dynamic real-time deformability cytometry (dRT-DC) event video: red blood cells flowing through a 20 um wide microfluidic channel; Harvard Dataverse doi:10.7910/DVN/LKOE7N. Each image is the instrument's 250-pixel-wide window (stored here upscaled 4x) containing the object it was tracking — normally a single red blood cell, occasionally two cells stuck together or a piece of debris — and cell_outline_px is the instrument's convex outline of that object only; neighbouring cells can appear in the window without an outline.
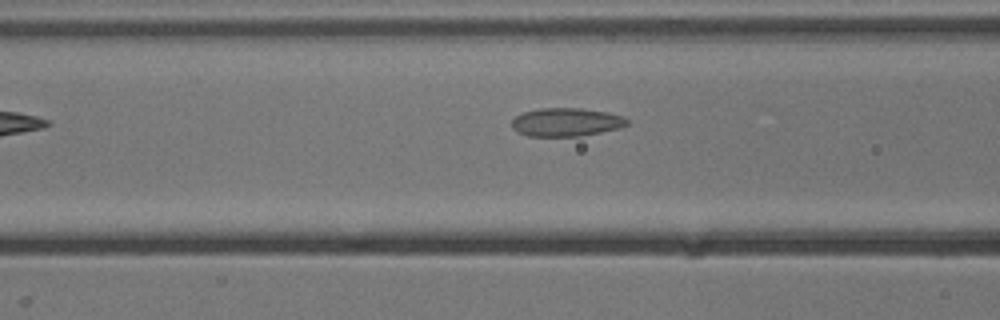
{"species": "common noctule bat (a hibernating species)", "species_latin": "Nyctalus noctula", "temperature_condition": "cold", "stored_images_in_passage": 38, "camera_frame_rate_fps": 3000, "um_per_image_px": 0.085, "animal": {"sex": "male", "body_mass_g": 13.3}, "frame": {"image": 1, "passage_image": 6, "time_ms": 1.667, "image_size_px": [1000, 320], "cell_outline_px": [[628, 124], [620, 128], [580, 136], [528, 136], [516, 132], [512, 128], [512, 120], [516, 116], [524, 112], [540, 108], [580, 108], [608, 112], [624, 116], [628, 120]], "centroid_in_image_um": [48.13, 10.38], "position_along_channel_um": 118.5, "area_um2": 19.13}}
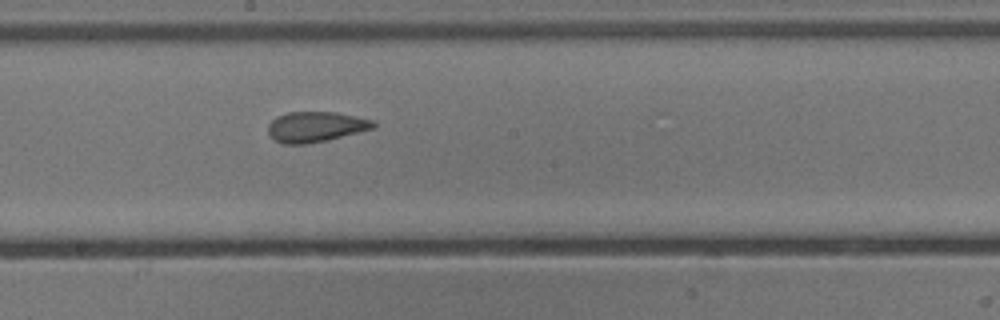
{"frame": {"image": 2, "passage_image": 14, "time_ms": 4.333, "image_size_px": [1000, 320], "cell_outline_px": [[376, 128], [328, 140], [304, 144], [284, 144], [272, 140], [268, 132], [268, 124], [276, 116], [288, 112], [336, 112], [376, 120]], "centroid_in_image_um": [26.85, 10.78], "position_along_channel_um": 221.4, "area_um2": 18.96}}
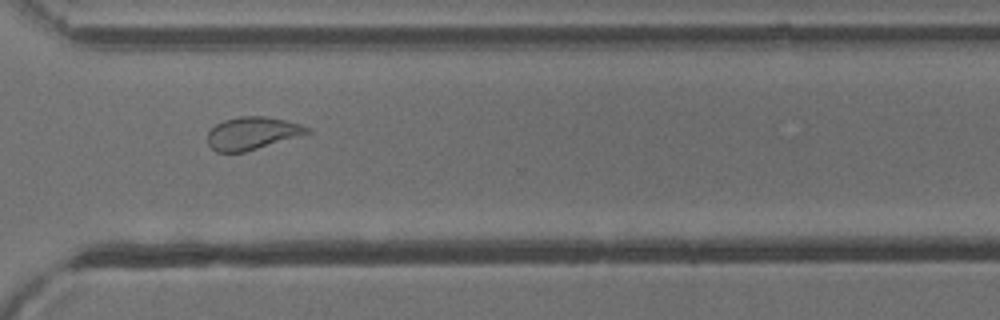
{"frame": {"image": 3, "passage_image": 24, "time_ms": 7.667, "image_size_px": [1000, 320], "cell_outline_px": [[312, 132], [304, 136], [244, 152], [216, 152], [208, 144], [208, 132], [216, 124], [224, 120], [240, 116], [264, 116], [284, 120], [300, 124], [308, 128]], "centroid_in_image_um": [21.47, 11.33], "position_along_channel_um": 349.1, "area_um2": 19.07}, "authors_computed_cell_mechanics": {"area_um2": 19.1607, "velocity_mm_per_s": 3.8552, "shape_relaxation_time_tau1_ms": null, "shape_relaxation_time_tau2_ms": 1.4515, "deformation_change_tau1": null, "deformation_change_tau2": 0.08}}